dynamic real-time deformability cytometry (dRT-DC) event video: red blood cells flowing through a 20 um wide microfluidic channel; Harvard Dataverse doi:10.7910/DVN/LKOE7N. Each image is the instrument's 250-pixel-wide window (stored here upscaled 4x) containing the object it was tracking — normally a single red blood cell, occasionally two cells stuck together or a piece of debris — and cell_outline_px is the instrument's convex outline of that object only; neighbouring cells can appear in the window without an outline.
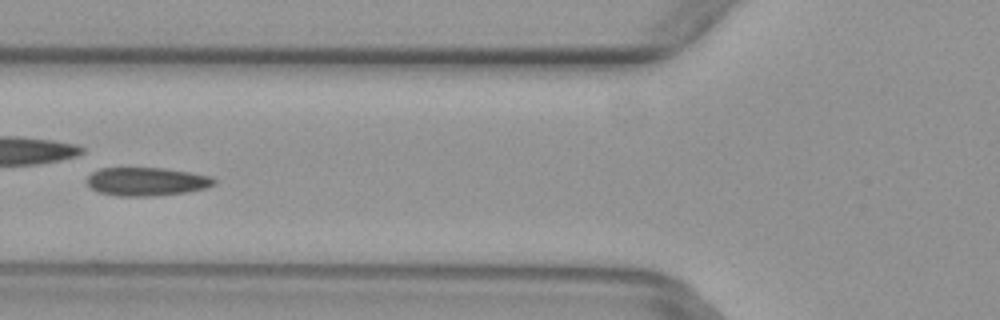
{"species": "common noctule bat (a hibernating species)", "species_latin": "Nyctalus noctula", "temperature_condition": "warm", "stored_images_in_passage": 5, "camera_frame_rate_fps": 3000, "um_per_image_px": 0.085, "animal": {"sex": "female", "body_mass_g": 29.2, "forearm_length_mm": 56.3}, "frame": {"image": 1, "passage_image": 5, "time_ms": 1.333, "image_size_px": [1000, 320], "cell_outline_px": [[216, 184], [208, 188], [188, 192], [156, 196], [120, 196], [100, 192], [92, 188], [88, 184], [88, 176], [92, 172], [100, 168], [164, 168], [212, 176], [216, 180]], "centroid_in_image_um": [12.52, 15.43], "position_along_channel_um": 113.3, "area_um2": 21.1}}